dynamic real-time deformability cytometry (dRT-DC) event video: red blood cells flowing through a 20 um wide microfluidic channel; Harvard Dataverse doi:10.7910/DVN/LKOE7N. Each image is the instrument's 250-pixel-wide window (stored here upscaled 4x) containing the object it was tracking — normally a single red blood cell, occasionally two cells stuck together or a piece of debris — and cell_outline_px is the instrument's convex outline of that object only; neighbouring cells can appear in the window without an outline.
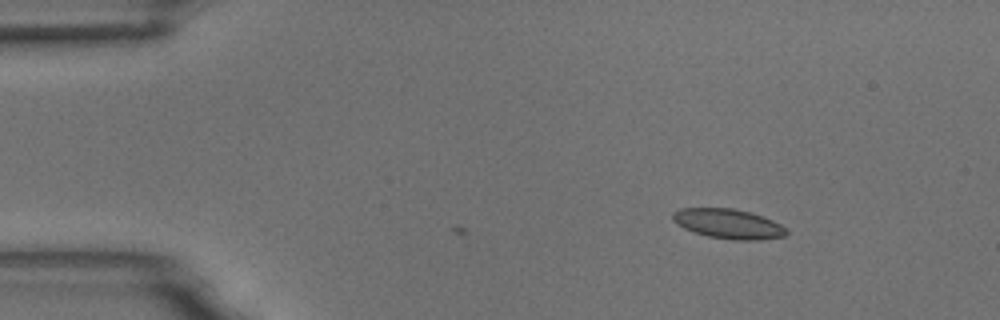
{"species": "common noctule bat (a hibernating species)", "species_latin": "Nyctalus noctula", "temperature_condition": "room temperature", "stored_images_in_passage": 3, "camera_frame_rate_fps": 3000, "um_per_image_px": 0.085, "animal": {"sex": "male", "body_mass_g": 18.8}, "frame": {"image": 1, "passage_image": 3, "time_ms": 0.667, "image_size_px": [1000, 320], "cell_outline_px": [[788, 232], [784, 236], [760, 240], [732, 240], [708, 236], [684, 228], [676, 224], [672, 220], [672, 212], [680, 208], [732, 208], [748, 212], [772, 220], [780, 224]], "centroid_in_image_um": [61.87, 19.02], "position_along_channel_um": 23.1, "area_um2": 19.54}}